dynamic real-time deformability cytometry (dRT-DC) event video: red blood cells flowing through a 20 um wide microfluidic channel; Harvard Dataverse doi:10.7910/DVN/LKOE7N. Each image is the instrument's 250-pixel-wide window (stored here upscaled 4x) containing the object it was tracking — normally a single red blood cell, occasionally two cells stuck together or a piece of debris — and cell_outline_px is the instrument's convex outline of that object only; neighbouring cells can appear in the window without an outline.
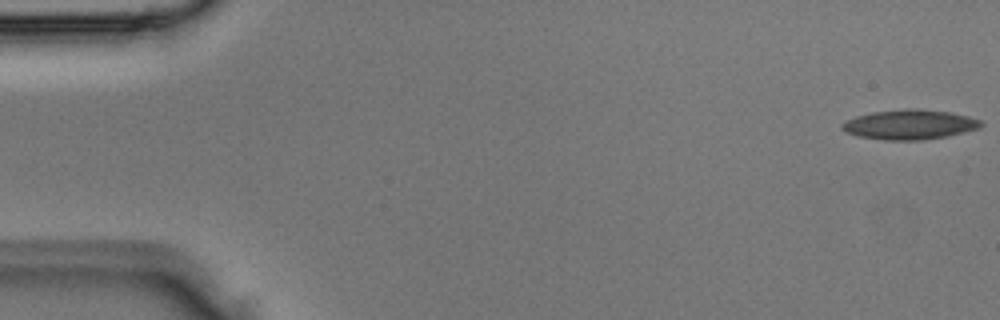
{"species": "Egyptian fruit bat (a non-hibernating species)", "species_latin": "Rousettus aegyptiacus", "temperature_condition": "room temperature", "stored_images_in_passage": 3, "camera_frame_rate_fps": 3000, "um_per_image_px": 0.085, "animal": {"sex": "male"}, "frame": {"image": 1, "passage_image": 3, "time_ms": 0.667, "image_size_px": [1000, 320], "cell_outline_px": [[984, 124], [980, 128], [948, 136], [924, 140], [884, 140], [856, 136], [844, 132], [840, 128], [840, 124], [856, 116], [872, 112], [904, 108], [916, 108], [952, 112], [968, 116], [980, 120]], "centroid_in_image_um": [77.31, 10.58], "position_along_channel_um": 7.7, "area_um2": 24.45}}